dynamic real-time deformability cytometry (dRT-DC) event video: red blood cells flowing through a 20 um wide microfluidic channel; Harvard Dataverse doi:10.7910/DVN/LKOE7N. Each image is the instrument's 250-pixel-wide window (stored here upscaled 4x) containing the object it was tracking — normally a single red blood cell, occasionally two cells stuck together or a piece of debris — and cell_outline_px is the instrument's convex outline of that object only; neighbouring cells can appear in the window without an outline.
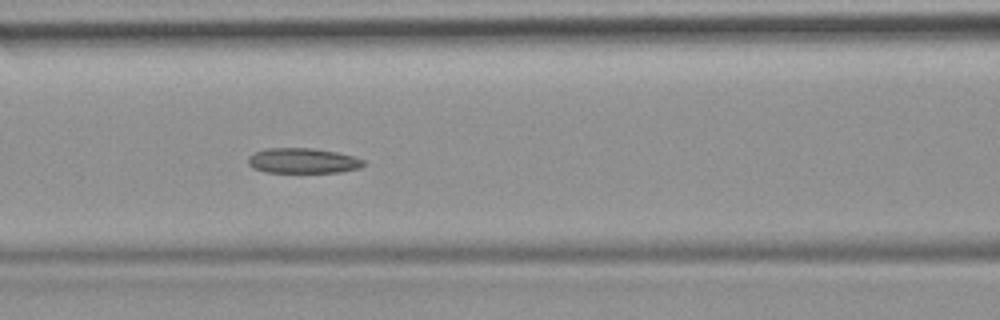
{"species": "common noctule bat (a hibernating species)", "species_latin": "Nyctalus noctula", "temperature_condition": "room temperature", "stored_images_in_passage": 42, "camera_frame_rate_fps": 3000, "um_per_image_px": 0.085, "animal": {"sex": "female", "body_mass_g": 19.9}, "frame": {"image": 1, "passage_image": 13, "time_ms": 4.0, "image_size_px": [1000, 320], "cell_outline_px": [[364, 164], [360, 168], [340, 172], [264, 172], [252, 168], [248, 164], [248, 156], [264, 148], [312, 148], [336, 152], [352, 156], [364, 160]], "centroid_in_image_um": [25.71, 13.66], "position_along_channel_um": 140.9, "area_um2": 16.94}, "authors_computed_cell_mechanics": {"area_um2": 17.7735, "velocity_mm_per_s": 3.941, "shape_relaxation_time_tau1_ms": null, "shape_relaxation_time_tau2_ms": 4.5099, "deformation_change_tau1": null, "deformation_change_tau2": 0.105}}